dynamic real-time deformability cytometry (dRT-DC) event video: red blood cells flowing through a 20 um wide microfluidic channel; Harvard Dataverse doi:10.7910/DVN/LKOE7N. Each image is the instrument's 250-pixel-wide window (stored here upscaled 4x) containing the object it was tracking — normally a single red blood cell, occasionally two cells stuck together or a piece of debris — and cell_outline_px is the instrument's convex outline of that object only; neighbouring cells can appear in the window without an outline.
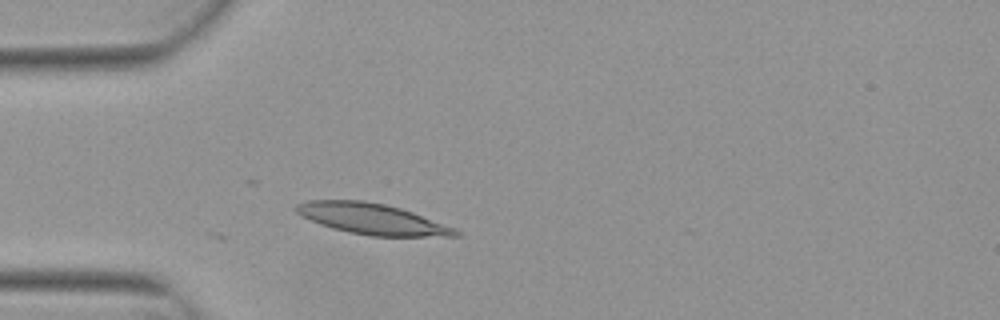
{"species": "Egyptian fruit bat (a non-hibernating species)", "species_latin": "Rousettus aegyptiacus", "temperature_condition": "warm", "stored_images_in_passage": 9, "camera_frame_rate_fps": 3000, "um_per_image_px": 0.085, "animal": {"sex": "female"}, "frame": {"image": 1, "passage_image": 1, "time_ms": 0.0, "image_size_px": [1000, 320], "cell_outline_px": [[460, 236], [368, 236], [348, 232], [332, 228], [320, 224], [300, 216], [292, 208], [296, 204], [308, 200], [364, 200], [384, 204], [400, 208], [412, 212], [456, 228], [460, 232]], "centroid_in_image_um": [31.58, 18.6], "position_along_channel_um": 53.4, "area_um2": 28.73}}
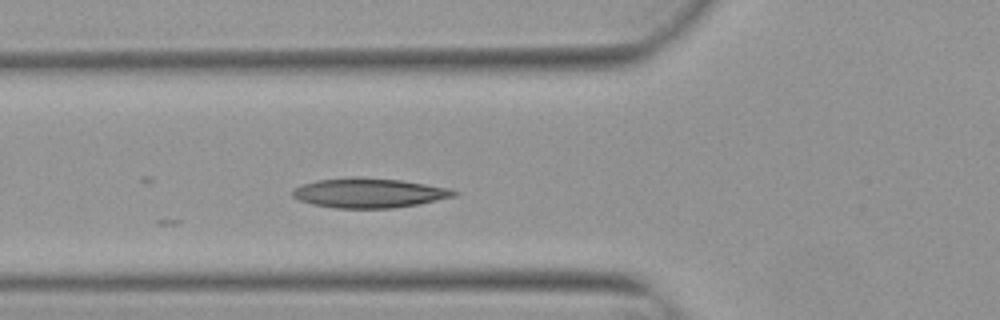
{"frame": {"image": 2, "passage_image": 5, "time_ms": 1.333, "image_size_px": [1000, 320], "cell_outline_px": [[460, 192], [456, 196], [416, 204], [392, 208], [336, 208], [312, 204], [300, 200], [292, 196], [292, 188], [316, 180], [352, 176], [360, 176], [400, 180], [448, 188]], "centroid_in_image_um": [31.33, 16.39], "position_along_channel_um": 94.5, "area_um2": 27.86}}
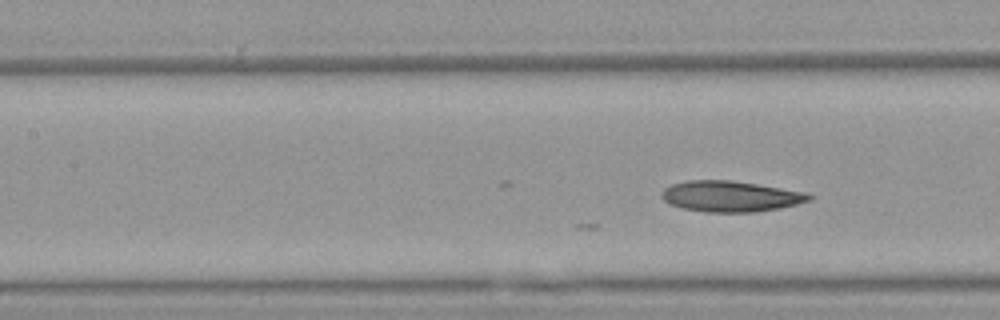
{"frame": {"image": 3, "passage_image": 9, "time_ms": 2.667, "image_size_px": [1000, 320], "cell_outline_px": [[812, 200], [780, 208], [752, 212], [704, 212], [684, 208], [668, 204], [660, 196], [660, 192], [664, 188], [672, 184], [688, 180], [728, 180], [756, 184], [808, 192], [812, 196]], "centroid_in_image_um": [62.08, 16.69], "position_along_channel_um": 145.3, "area_um2": 26.53}}